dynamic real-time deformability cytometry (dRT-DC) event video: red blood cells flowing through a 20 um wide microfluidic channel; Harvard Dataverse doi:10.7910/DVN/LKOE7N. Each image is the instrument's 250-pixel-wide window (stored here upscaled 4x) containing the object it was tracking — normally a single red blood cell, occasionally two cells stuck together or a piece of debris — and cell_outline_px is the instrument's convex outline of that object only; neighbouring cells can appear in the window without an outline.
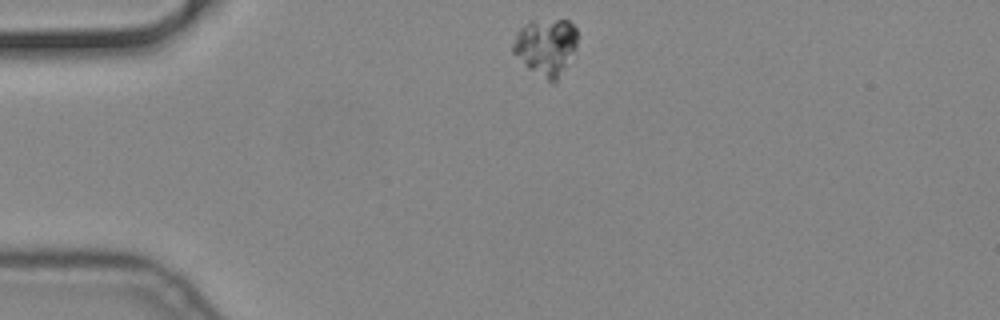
{"species": "common noctule bat (a hibernating species)", "species_latin": "Nyctalus noctula", "temperature_condition": "cold", "stored_images_in_passage": 46, "camera_frame_rate_fps": 3000, "um_per_image_px": 0.085, "animal": {"sex": "male", "body_mass_g": 19.2, "forearm_length_mm": 51.8}, "frame": {"image": 1, "passage_image": 1, "time_ms": 0.0, "image_size_px": [1000, 320], "cell_outline_px": [[576, 48], [556, 84], [552, 84], [528, 68], [512, 52], [512, 44], [516, 32], [528, 20], [568, 20], [576, 28]], "centroid_in_image_um": [46.38, 3.99], "position_along_channel_um": 38.6, "area_um2": 21.56}}
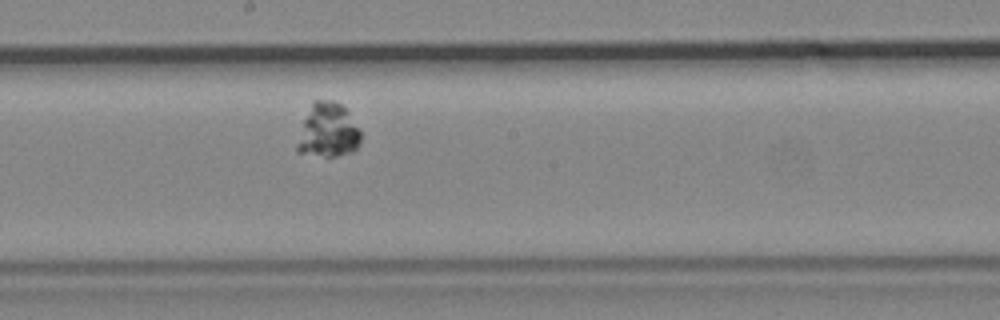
{"frame": {"image": 2, "passage_image": 20, "time_ms": 6.333, "image_size_px": [1000, 320], "cell_outline_px": [[360, 144], [352, 152], [336, 156], [324, 156], [296, 152], [296, 144], [304, 120], [312, 100], [332, 100], [340, 104], [348, 112], [360, 128]], "centroid_in_image_um": [27.89, 11.09], "position_along_channel_um": 220.3, "area_um2": 20.06}}
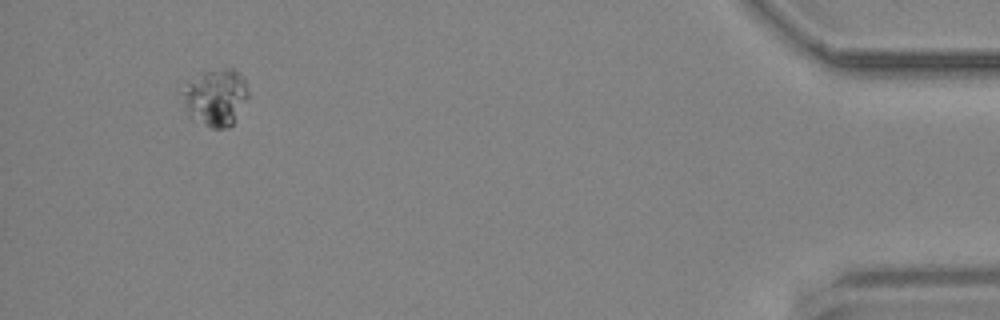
{"frame": {"image": 3, "passage_image": 43, "time_ms": 14.0, "image_size_px": [1000, 320], "cell_outline_px": [[248, 96], [236, 120], [228, 128], [212, 128], [188, 116], [184, 108], [184, 92], [188, 84], [200, 72], [224, 64], [228, 64], [236, 68], [244, 76], [248, 92]], "centroid_in_image_um": [18.39, 8.2], "position_along_channel_um": 416.8, "area_um2": 22.37}}